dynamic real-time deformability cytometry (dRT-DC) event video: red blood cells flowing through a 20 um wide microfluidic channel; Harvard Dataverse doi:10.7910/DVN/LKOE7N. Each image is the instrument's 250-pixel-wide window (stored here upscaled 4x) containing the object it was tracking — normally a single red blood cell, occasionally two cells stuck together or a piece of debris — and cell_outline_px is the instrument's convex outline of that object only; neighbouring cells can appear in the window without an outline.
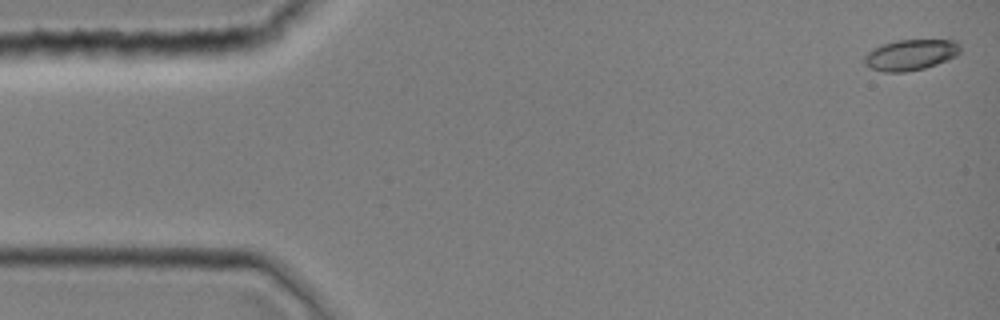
{"species": "common noctule bat (a hibernating species)", "species_latin": "Nyctalus noctula", "temperature_condition": "room temperature", "stored_images_in_passage": 44, "camera_frame_rate_fps": 3000, "um_per_image_px": 0.085, "animal": {"sex": "female", "body_mass_g": 19.0, "forearm_length_mm": 51.5}, "frame": {"image": 1, "passage_image": 1, "time_ms": 0.0, "image_size_px": [1000, 320], "cell_outline_px": [[960, 52], [956, 56], [936, 64], [924, 68], [904, 72], [884, 72], [868, 68], [864, 64], [864, 56], [872, 48], [896, 40], [956, 40], [960, 44]], "centroid_in_image_um": [77.38, 4.66], "position_along_channel_um": 7.6, "area_um2": 17.28}}
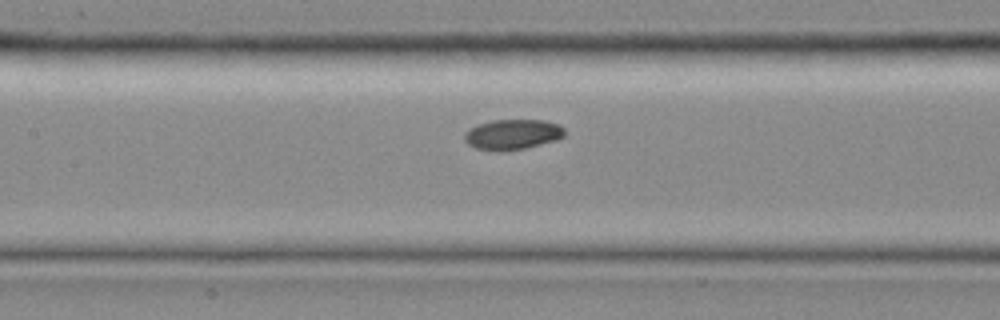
{"frame": {"image": 2, "passage_image": 20, "time_ms": 6.333, "image_size_px": [1000, 320], "cell_outline_px": [[564, 136], [556, 140], [524, 148], [504, 152], [500, 152], [476, 148], [468, 144], [464, 140], [464, 132], [468, 128], [492, 120], [544, 120], [560, 124], [564, 128]], "centroid_in_image_um": [43.55, 11.43], "position_along_channel_um": 163.9, "area_um2": 17.8}}
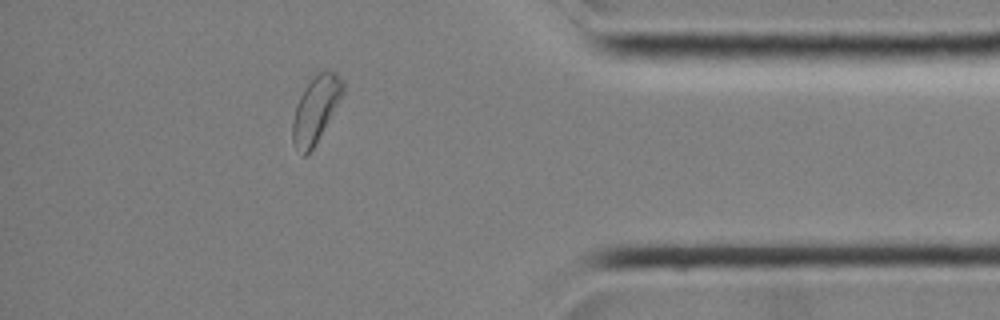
{"frame": {"image": 3, "passage_image": 38, "time_ms": 12.333, "image_size_px": [1000, 320], "cell_outline_px": [[344, 92], [312, 148], [304, 156], [292, 140], [292, 124], [296, 104], [304, 88], [320, 72], [336, 72], [340, 76], [344, 84]], "centroid_in_image_um": [26.83, 9.26], "position_along_channel_um": 408.4, "area_um2": 18.5}}